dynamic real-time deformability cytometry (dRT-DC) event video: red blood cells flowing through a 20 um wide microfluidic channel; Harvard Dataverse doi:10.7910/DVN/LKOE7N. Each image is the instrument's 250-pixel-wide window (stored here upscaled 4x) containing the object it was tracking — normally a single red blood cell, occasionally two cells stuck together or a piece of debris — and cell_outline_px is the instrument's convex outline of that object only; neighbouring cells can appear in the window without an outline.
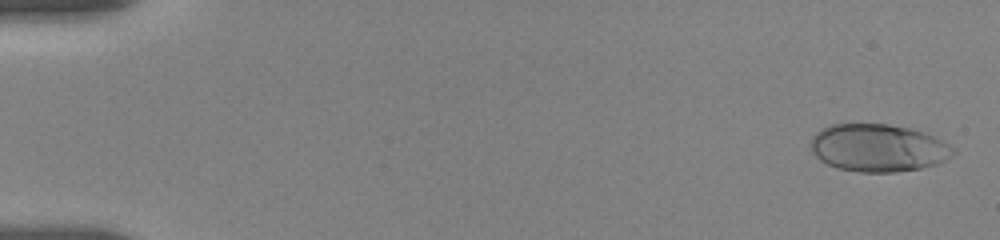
{"species": "human", "species_latin": "Homo sapiens", "temperature_condition": "room temperature", "stored_images_in_passage": 28, "camera_frame_rate_fps": 3000, "um_per_image_px": 0.085, "donor": {"sex": "female"}, "frame": {"image": 1, "passage_image": 2, "time_ms": 0.333, "image_size_px": [1000, 240], "cell_outline_px": [[956, 152], [952, 156], [936, 164], [920, 168], [896, 172], [860, 172], [836, 168], [820, 160], [812, 152], [812, 136], [820, 128], [832, 124], [888, 124], [908, 128], [924, 132], [936, 136], [944, 140], [956, 148]], "centroid_in_image_um": [74.67, 12.56], "position_along_channel_um": 10.3, "area_um2": 39.77}}
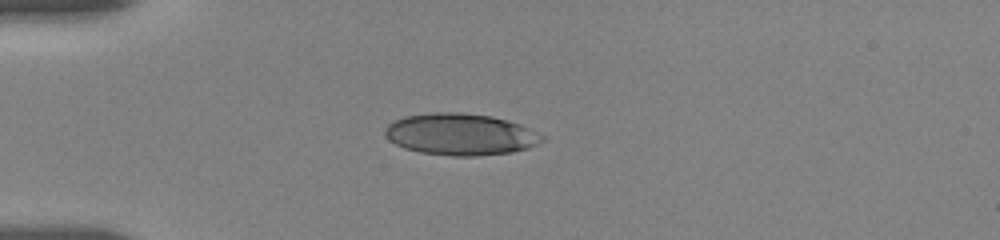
{"frame": {"image": 2, "passage_image": 21, "time_ms": 4.667, "image_size_px": [1000, 240], "cell_outline_px": [[548, 140], [528, 148], [512, 152], [476, 156], [452, 156], [420, 152], [404, 148], [388, 140], [384, 136], [384, 128], [388, 124], [404, 116], [436, 112], [460, 112], [492, 116], [508, 120], [520, 124], [548, 136]], "centroid_in_image_um": [39.19, 11.42], "position_along_channel_um": 45.8, "area_um2": 38.67}}